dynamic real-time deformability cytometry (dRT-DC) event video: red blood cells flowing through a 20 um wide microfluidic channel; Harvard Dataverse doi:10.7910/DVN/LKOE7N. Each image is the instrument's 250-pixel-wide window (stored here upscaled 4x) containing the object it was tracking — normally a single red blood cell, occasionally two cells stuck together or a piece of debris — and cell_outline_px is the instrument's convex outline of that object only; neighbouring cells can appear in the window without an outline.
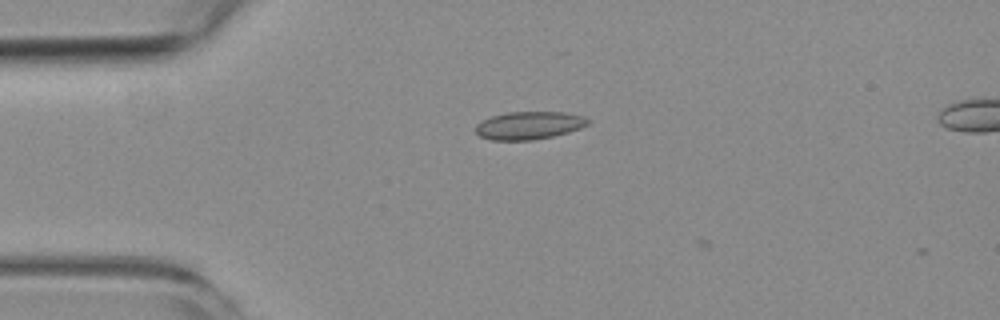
{"species": "common noctule bat (a hibernating species)", "species_latin": "Nyctalus noctula", "temperature_condition": "room temperature", "stored_images_in_passage": 4, "camera_frame_rate_fps": 3000, "um_per_image_px": 0.085, "animal": {"sex": "female", "body_mass_g": 19.3, "forearm_length_mm": 54.1}, "frame": {"image": 1, "passage_image": 3, "time_ms": 0.667, "image_size_px": [1000, 320], "cell_outline_px": [[588, 124], [580, 128], [568, 132], [552, 136], [532, 140], [492, 140], [480, 136], [476, 132], [476, 124], [492, 116], [508, 112], [564, 112], [584, 116], [588, 120]], "centroid_in_image_um": [44.97, 10.66], "position_along_channel_um": 40.0, "area_um2": 18.03}}